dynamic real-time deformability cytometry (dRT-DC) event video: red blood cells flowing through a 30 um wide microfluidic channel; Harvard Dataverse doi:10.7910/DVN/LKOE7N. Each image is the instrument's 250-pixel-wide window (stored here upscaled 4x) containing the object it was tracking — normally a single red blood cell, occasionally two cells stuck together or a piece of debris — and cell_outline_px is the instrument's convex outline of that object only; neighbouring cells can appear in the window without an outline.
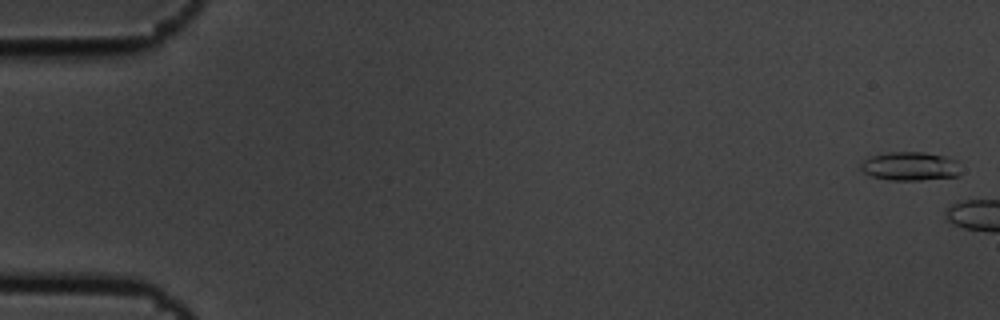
{"species": "common noctule bat (a hibernating species)", "species_latin": "Nyctalus noctula", "temperature_condition": "cold", "stored_images_in_passage": 16, "camera_frame_rate_fps": 3000, "um_per_image_px": 0.085, "animal": {"sex": "male", "body_mass_g": 19.5, "forearm_length_mm": 54.6}, "frame": {"image": 1, "passage_image": 1, "time_ms": 0.0, "image_size_px": [1000, 320], "cell_outline_px": [[960, 172], [956, 176], [920, 180], [888, 180], [872, 176], [864, 172], [860, 168], [860, 164], [864, 160], [872, 156], [888, 152], [924, 152], [944, 156], [956, 160]], "centroid_in_image_um": [77.34, 14.13], "position_along_channel_um": 7.7, "area_um2": 16.59}}
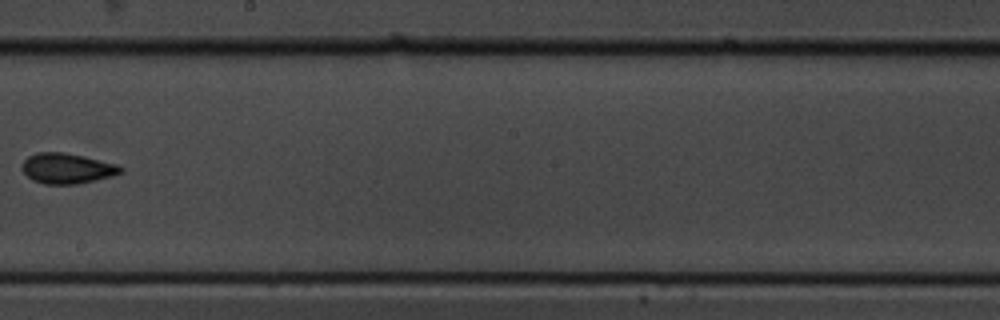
{"frame": {"image": 2, "passage_image": 10, "time_ms": 3.0, "image_size_px": [1000, 320], "cell_outline_px": [[124, 172], [112, 176], [96, 180], [76, 184], [44, 184], [32, 180], [20, 168], [24, 160], [28, 156], [36, 152], [64, 152], [84, 156], [120, 164], [124, 168]], "centroid_in_image_um": [5.73, 14.31], "position_along_channel_um": 242.5, "area_um2": 17.74}}
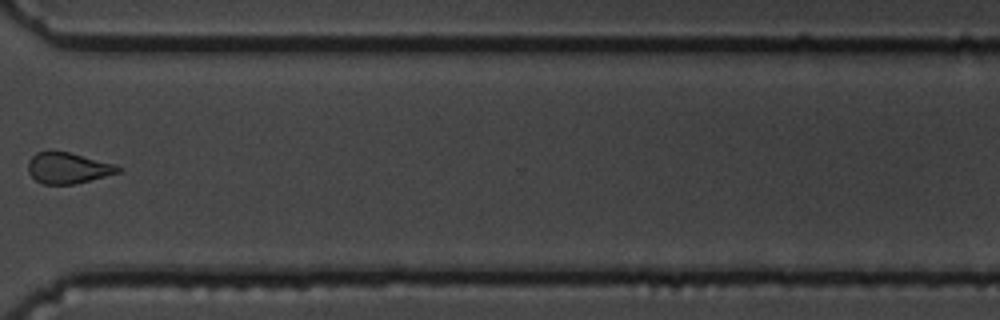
{"frame": {"image": 3, "passage_image": 13, "time_ms": 4.0, "image_size_px": [1000, 320], "cell_outline_px": [[124, 168], [120, 172], [72, 184], [40, 184], [28, 172], [28, 160], [36, 152], [68, 152], [116, 164]], "centroid_in_image_um": [5.78, 14.28], "position_along_channel_um": 364.8, "area_um2": 16.07}}